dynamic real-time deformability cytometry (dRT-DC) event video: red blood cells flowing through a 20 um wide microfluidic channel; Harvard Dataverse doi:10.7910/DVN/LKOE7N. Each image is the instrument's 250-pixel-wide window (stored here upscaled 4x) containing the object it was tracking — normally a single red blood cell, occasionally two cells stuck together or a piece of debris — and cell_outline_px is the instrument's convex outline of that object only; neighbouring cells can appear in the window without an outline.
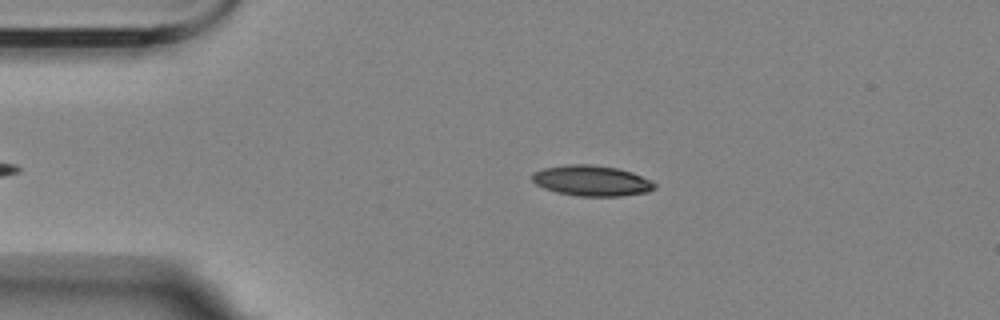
{"species": "Egyptian fruit bat (a non-hibernating species)", "species_latin": "Rousettus aegyptiacus", "temperature_condition": "room temperature", "stored_images_in_passage": 2, "camera_frame_rate_fps": 3000, "um_per_image_px": 0.085, "animal": {"sex": "female"}, "frame": {"image": 1, "passage_image": 1, "time_ms": 0.0, "image_size_px": [1000, 320], "cell_outline_px": [[656, 188], [648, 192], [620, 196], [576, 196], [556, 192], [544, 188], [536, 184], [532, 180], [532, 172], [544, 168], [564, 164], [588, 164], [616, 168], [632, 172], [652, 180], [656, 184]], "centroid_in_image_um": [50.29, 15.36], "position_along_channel_um": 34.7, "area_um2": 21.96}}